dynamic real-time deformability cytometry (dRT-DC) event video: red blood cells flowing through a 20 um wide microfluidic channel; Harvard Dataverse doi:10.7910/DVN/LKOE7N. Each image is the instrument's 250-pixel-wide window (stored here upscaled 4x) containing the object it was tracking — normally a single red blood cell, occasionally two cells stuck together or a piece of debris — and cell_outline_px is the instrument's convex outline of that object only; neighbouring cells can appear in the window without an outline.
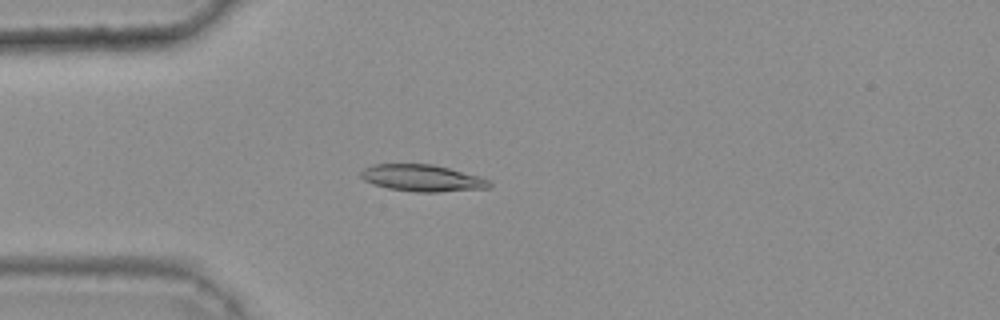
{"species": "common noctule bat (a hibernating species)", "species_latin": "Nyctalus noctula", "temperature_condition": "warm", "stored_images_in_passage": 37, "camera_frame_rate_fps": 3000, "um_per_image_px": 0.085, "animal": {"sex": "female", "body_mass_g": 25.1}, "frame": {"image": 1, "passage_image": 6, "time_ms": 1.667, "image_size_px": [1000, 320], "cell_outline_px": [[492, 188], [440, 192], [416, 192], [388, 188], [372, 184], [364, 180], [360, 176], [360, 172], [364, 168], [372, 164], [432, 164], [448, 168], [476, 176], [488, 180], [492, 184]], "centroid_in_image_um": [35.86, 15.14], "position_along_channel_um": 49.1, "area_um2": 20.0}}
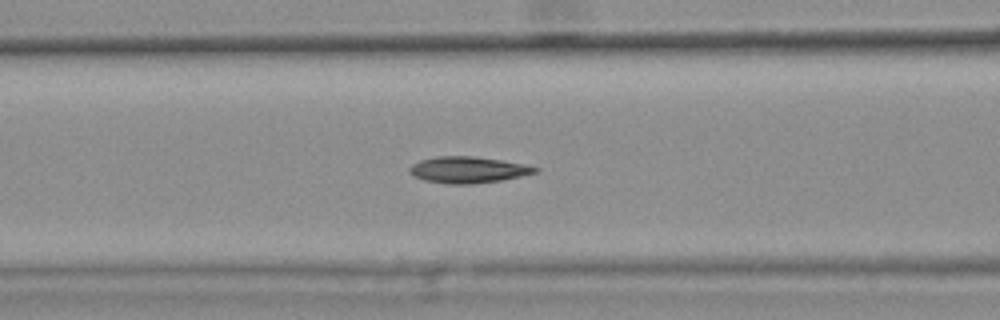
{"frame": {"image": 2, "passage_image": 13, "time_ms": 4.0, "image_size_px": [1000, 320], "cell_outline_px": [[540, 168], [536, 172], [520, 176], [500, 180], [472, 184], [448, 184], [424, 180], [412, 176], [408, 172], [408, 168], [412, 164], [420, 160], [436, 156], [476, 156], [524, 164]], "centroid_in_image_um": [39.72, 14.43], "position_along_channel_um": 126.9, "area_um2": 19.31}}
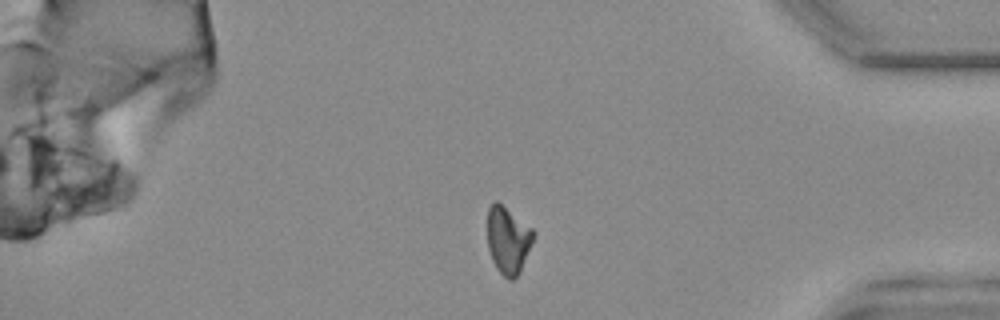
{"frame": {"image": 3, "passage_image": 36, "time_ms": 11.667, "image_size_px": [1000, 320], "cell_outline_px": [[532, 240], [520, 272], [512, 280], [508, 280], [496, 268], [492, 260], [488, 248], [488, 208], [496, 200], [532, 228]], "centroid_in_image_um": [43.15, 20.42], "position_along_channel_um": 392.1, "area_um2": 17.51}, "authors_computed_cell_mechanics": {"area_um2": 18.6694, "velocity_mm_per_s": 3.7956, "shape_relaxation_time_tau1_ms": null, "shape_relaxation_time_tau2_ms": 6.2106, "deformation_change_tau1": null, "deformation_change_tau2": 0.1119}}